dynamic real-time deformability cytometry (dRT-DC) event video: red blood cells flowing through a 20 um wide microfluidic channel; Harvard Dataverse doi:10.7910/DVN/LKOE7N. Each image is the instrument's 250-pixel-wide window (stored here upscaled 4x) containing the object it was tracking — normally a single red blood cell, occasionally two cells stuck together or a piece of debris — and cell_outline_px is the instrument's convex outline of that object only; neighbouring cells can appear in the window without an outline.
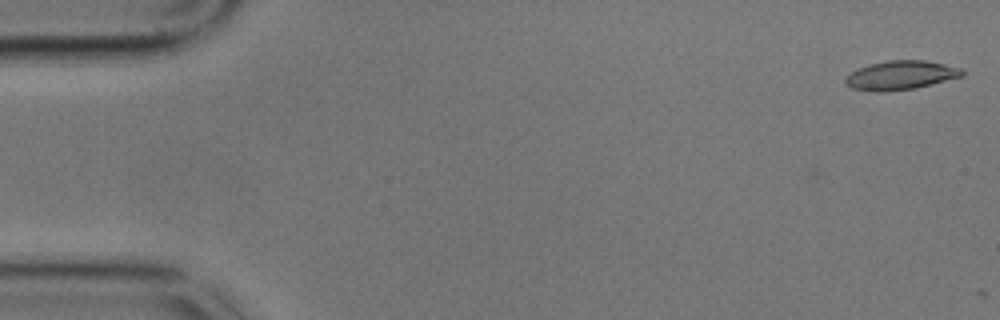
{"species": "common noctule bat (a hibernating species)", "species_latin": "Nyctalus noctula", "temperature_condition": "cold", "stored_images_in_passage": 2, "camera_frame_rate_fps": 3000, "um_per_image_px": 0.085, "animal": {"sex": "male", "body_mass_g": 17.9}, "frame": {"image": 1, "passage_image": 1, "time_ms": 0.0, "image_size_px": [1000, 320], "cell_outline_px": [[964, 76], [916, 88], [884, 92], [872, 92], [852, 88], [844, 84], [844, 80], [852, 72], [868, 64], [888, 60], [924, 60], [944, 64], [960, 68], [964, 72]], "centroid_in_image_um": [76.55, 6.4], "position_along_channel_um": 8.4, "area_um2": 19.77}}